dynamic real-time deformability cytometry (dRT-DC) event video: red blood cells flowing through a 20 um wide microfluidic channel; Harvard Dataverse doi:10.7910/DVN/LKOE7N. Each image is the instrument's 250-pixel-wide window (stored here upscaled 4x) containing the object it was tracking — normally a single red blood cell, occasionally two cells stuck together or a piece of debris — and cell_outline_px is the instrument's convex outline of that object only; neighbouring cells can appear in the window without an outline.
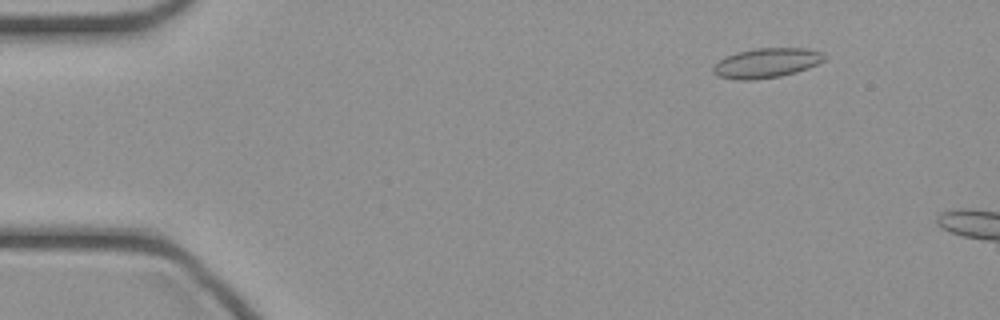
{"species": "common noctule bat (a hibernating species)", "species_latin": "Nyctalus noctula", "temperature_condition": "cold", "stored_images_in_passage": 13, "camera_frame_rate_fps": 3000, "um_per_image_px": 0.085, "animal": {"sex": "female", "body_mass_g": 21.9}, "frame": {"image": 1, "passage_image": 6, "time_ms": 1.667, "image_size_px": [1000, 320], "cell_outline_px": [[828, 56], [824, 60], [808, 68], [796, 72], [780, 76], [752, 80], [736, 80], [720, 76], [712, 72], [712, 68], [720, 60], [736, 52], [756, 48], [804, 48], [824, 52]], "centroid_in_image_um": [65.19, 5.35], "position_along_channel_um": 19.8, "area_um2": 19.19}}